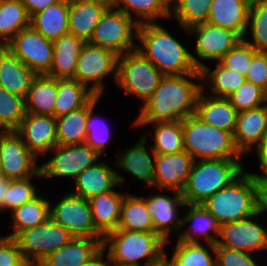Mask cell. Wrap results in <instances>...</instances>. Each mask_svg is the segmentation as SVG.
Wrapping results in <instances>:
<instances>
[{
	"label": "cell",
	"instance_id": "6da1fadb",
	"mask_svg": "<svg viewBox=\"0 0 267 266\" xmlns=\"http://www.w3.org/2000/svg\"><path fill=\"white\" fill-rule=\"evenodd\" d=\"M201 89V73L164 75L153 94L138 108L139 114L130 123L132 128L137 131L148 124L174 122L194 115Z\"/></svg>",
	"mask_w": 267,
	"mask_h": 266
},
{
	"label": "cell",
	"instance_id": "7a4b0ae2",
	"mask_svg": "<svg viewBox=\"0 0 267 266\" xmlns=\"http://www.w3.org/2000/svg\"><path fill=\"white\" fill-rule=\"evenodd\" d=\"M167 29L161 22L140 24L136 49L163 75L200 73L192 61L190 48Z\"/></svg>",
	"mask_w": 267,
	"mask_h": 266
},
{
	"label": "cell",
	"instance_id": "3957f363",
	"mask_svg": "<svg viewBox=\"0 0 267 266\" xmlns=\"http://www.w3.org/2000/svg\"><path fill=\"white\" fill-rule=\"evenodd\" d=\"M166 242L155 232L116 229L102 242L111 262L132 266H159L165 259ZM142 261V263H141Z\"/></svg>",
	"mask_w": 267,
	"mask_h": 266
},
{
	"label": "cell",
	"instance_id": "277c9868",
	"mask_svg": "<svg viewBox=\"0 0 267 266\" xmlns=\"http://www.w3.org/2000/svg\"><path fill=\"white\" fill-rule=\"evenodd\" d=\"M244 159H207L193 162L181 192L187 204H202L234 181L246 168Z\"/></svg>",
	"mask_w": 267,
	"mask_h": 266
},
{
	"label": "cell",
	"instance_id": "5b68a950",
	"mask_svg": "<svg viewBox=\"0 0 267 266\" xmlns=\"http://www.w3.org/2000/svg\"><path fill=\"white\" fill-rule=\"evenodd\" d=\"M202 204L221 225L251 217L259 211L258 184L244 170Z\"/></svg>",
	"mask_w": 267,
	"mask_h": 266
},
{
	"label": "cell",
	"instance_id": "8992f818",
	"mask_svg": "<svg viewBox=\"0 0 267 266\" xmlns=\"http://www.w3.org/2000/svg\"><path fill=\"white\" fill-rule=\"evenodd\" d=\"M184 148L194 159H244L233 134L200 120L195 114L182 120Z\"/></svg>",
	"mask_w": 267,
	"mask_h": 266
},
{
	"label": "cell",
	"instance_id": "52a82bcc",
	"mask_svg": "<svg viewBox=\"0 0 267 266\" xmlns=\"http://www.w3.org/2000/svg\"><path fill=\"white\" fill-rule=\"evenodd\" d=\"M163 74L137 49L117 58L115 86L124 94L136 97L142 105L156 90Z\"/></svg>",
	"mask_w": 267,
	"mask_h": 266
},
{
	"label": "cell",
	"instance_id": "ba28073f",
	"mask_svg": "<svg viewBox=\"0 0 267 266\" xmlns=\"http://www.w3.org/2000/svg\"><path fill=\"white\" fill-rule=\"evenodd\" d=\"M117 58L112 50L86 42L77 58L74 79L106 98V80L116 82Z\"/></svg>",
	"mask_w": 267,
	"mask_h": 266
},
{
	"label": "cell",
	"instance_id": "9c48e42d",
	"mask_svg": "<svg viewBox=\"0 0 267 266\" xmlns=\"http://www.w3.org/2000/svg\"><path fill=\"white\" fill-rule=\"evenodd\" d=\"M47 157L48 160L40 162L43 181L68 178L71 182L102 158L86 143L56 145L44 159Z\"/></svg>",
	"mask_w": 267,
	"mask_h": 266
},
{
	"label": "cell",
	"instance_id": "30bf717a",
	"mask_svg": "<svg viewBox=\"0 0 267 266\" xmlns=\"http://www.w3.org/2000/svg\"><path fill=\"white\" fill-rule=\"evenodd\" d=\"M138 24L123 11L108 8L88 43L112 50L118 56L136 50Z\"/></svg>",
	"mask_w": 267,
	"mask_h": 266
},
{
	"label": "cell",
	"instance_id": "8fae6325",
	"mask_svg": "<svg viewBox=\"0 0 267 266\" xmlns=\"http://www.w3.org/2000/svg\"><path fill=\"white\" fill-rule=\"evenodd\" d=\"M62 194L55 198L57 202H52L54 199L50 197V218L74 237L104 239L95 227L89 200L68 190Z\"/></svg>",
	"mask_w": 267,
	"mask_h": 266
},
{
	"label": "cell",
	"instance_id": "7c38bea8",
	"mask_svg": "<svg viewBox=\"0 0 267 266\" xmlns=\"http://www.w3.org/2000/svg\"><path fill=\"white\" fill-rule=\"evenodd\" d=\"M179 27L185 33L184 35H189L193 40L195 39V45H192L194 52L191 51V57L198 70L202 69L209 61H219L241 40L235 32L207 22L192 26L189 29L180 25Z\"/></svg>",
	"mask_w": 267,
	"mask_h": 266
},
{
	"label": "cell",
	"instance_id": "4fadbf2b",
	"mask_svg": "<svg viewBox=\"0 0 267 266\" xmlns=\"http://www.w3.org/2000/svg\"><path fill=\"white\" fill-rule=\"evenodd\" d=\"M74 236L49 218L45 223L21 231L14 239L30 265L68 244Z\"/></svg>",
	"mask_w": 267,
	"mask_h": 266
},
{
	"label": "cell",
	"instance_id": "5bb4252c",
	"mask_svg": "<svg viewBox=\"0 0 267 266\" xmlns=\"http://www.w3.org/2000/svg\"><path fill=\"white\" fill-rule=\"evenodd\" d=\"M263 216L258 211L251 217L222 224L217 244L232 250L264 254L267 262V222L264 220L263 224L260 219Z\"/></svg>",
	"mask_w": 267,
	"mask_h": 266
},
{
	"label": "cell",
	"instance_id": "9a60e30c",
	"mask_svg": "<svg viewBox=\"0 0 267 266\" xmlns=\"http://www.w3.org/2000/svg\"><path fill=\"white\" fill-rule=\"evenodd\" d=\"M154 193L142 197L146 200L147 211L152 217L155 233L166 242L165 246H168L169 243H172L171 236L173 234L176 236L180 231L186 202L181 193L176 191L168 190L170 193L168 194L167 190L158 189Z\"/></svg>",
	"mask_w": 267,
	"mask_h": 266
},
{
	"label": "cell",
	"instance_id": "2e32d148",
	"mask_svg": "<svg viewBox=\"0 0 267 266\" xmlns=\"http://www.w3.org/2000/svg\"><path fill=\"white\" fill-rule=\"evenodd\" d=\"M7 49L36 75L47 74L53 63V41L32 26L20 30L6 45Z\"/></svg>",
	"mask_w": 267,
	"mask_h": 266
},
{
	"label": "cell",
	"instance_id": "e0dca14e",
	"mask_svg": "<svg viewBox=\"0 0 267 266\" xmlns=\"http://www.w3.org/2000/svg\"><path fill=\"white\" fill-rule=\"evenodd\" d=\"M0 153L2 155L1 175L8 179L22 180L42 176L40 159L27 148L16 131L0 132Z\"/></svg>",
	"mask_w": 267,
	"mask_h": 266
},
{
	"label": "cell",
	"instance_id": "ac0fdd59",
	"mask_svg": "<svg viewBox=\"0 0 267 266\" xmlns=\"http://www.w3.org/2000/svg\"><path fill=\"white\" fill-rule=\"evenodd\" d=\"M139 140L136 143L131 144L129 147H125L124 150H121L116 155L114 159L116 167V177L117 182L123 188L125 186L126 180L123 173L121 174L118 170L126 172L132 176L131 178H137V181L140 180L145 184L146 189L152 188L154 190V166H155V156L156 154L152 150L151 146L148 144L150 138H145L140 135ZM150 146V148H149Z\"/></svg>",
	"mask_w": 267,
	"mask_h": 266
},
{
	"label": "cell",
	"instance_id": "d6986e66",
	"mask_svg": "<svg viewBox=\"0 0 267 266\" xmlns=\"http://www.w3.org/2000/svg\"><path fill=\"white\" fill-rule=\"evenodd\" d=\"M221 224L203 204H185L177 241L216 245Z\"/></svg>",
	"mask_w": 267,
	"mask_h": 266
},
{
	"label": "cell",
	"instance_id": "ffe728a7",
	"mask_svg": "<svg viewBox=\"0 0 267 266\" xmlns=\"http://www.w3.org/2000/svg\"><path fill=\"white\" fill-rule=\"evenodd\" d=\"M16 132L38 159L58 145L56 118L51 115L26 113Z\"/></svg>",
	"mask_w": 267,
	"mask_h": 266
},
{
	"label": "cell",
	"instance_id": "44dd1931",
	"mask_svg": "<svg viewBox=\"0 0 267 266\" xmlns=\"http://www.w3.org/2000/svg\"><path fill=\"white\" fill-rule=\"evenodd\" d=\"M194 159L187 151L156 154L154 189L181 193L191 172Z\"/></svg>",
	"mask_w": 267,
	"mask_h": 266
},
{
	"label": "cell",
	"instance_id": "7402d4cb",
	"mask_svg": "<svg viewBox=\"0 0 267 266\" xmlns=\"http://www.w3.org/2000/svg\"><path fill=\"white\" fill-rule=\"evenodd\" d=\"M113 165L110 166L109 161L102 157L77 176L71 186L72 189L69 187V192L88 200L114 188H120L121 185L118 184L116 177V167L115 164Z\"/></svg>",
	"mask_w": 267,
	"mask_h": 266
},
{
	"label": "cell",
	"instance_id": "603a6c76",
	"mask_svg": "<svg viewBox=\"0 0 267 266\" xmlns=\"http://www.w3.org/2000/svg\"><path fill=\"white\" fill-rule=\"evenodd\" d=\"M267 135V105L249 109L237 114L233 139L237 150L243 157Z\"/></svg>",
	"mask_w": 267,
	"mask_h": 266
},
{
	"label": "cell",
	"instance_id": "cb8c5ba5",
	"mask_svg": "<svg viewBox=\"0 0 267 266\" xmlns=\"http://www.w3.org/2000/svg\"><path fill=\"white\" fill-rule=\"evenodd\" d=\"M237 114L228 98L211 96L201 89L195 107V115L200 120L234 134Z\"/></svg>",
	"mask_w": 267,
	"mask_h": 266
},
{
	"label": "cell",
	"instance_id": "d4e9b609",
	"mask_svg": "<svg viewBox=\"0 0 267 266\" xmlns=\"http://www.w3.org/2000/svg\"><path fill=\"white\" fill-rule=\"evenodd\" d=\"M103 239L74 237L68 244L46 256L37 266H80L102 249Z\"/></svg>",
	"mask_w": 267,
	"mask_h": 266
},
{
	"label": "cell",
	"instance_id": "484cf974",
	"mask_svg": "<svg viewBox=\"0 0 267 266\" xmlns=\"http://www.w3.org/2000/svg\"><path fill=\"white\" fill-rule=\"evenodd\" d=\"M35 76L36 74L7 47H0V86L25 99Z\"/></svg>",
	"mask_w": 267,
	"mask_h": 266
},
{
	"label": "cell",
	"instance_id": "4316f807",
	"mask_svg": "<svg viewBox=\"0 0 267 266\" xmlns=\"http://www.w3.org/2000/svg\"><path fill=\"white\" fill-rule=\"evenodd\" d=\"M247 0H212L207 23L235 32L243 39L247 30Z\"/></svg>",
	"mask_w": 267,
	"mask_h": 266
},
{
	"label": "cell",
	"instance_id": "83f0119b",
	"mask_svg": "<svg viewBox=\"0 0 267 266\" xmlns=\"http://www.w3.org/2000/svg\"><path fill=\"white\" fill-rule=\"evenodd\" d=\"M91 197L89 200L95 227L105 236L118 227L122 201L128 192L120 187ZM118 190V191H117ZM122 190V191H121Z\"/></svg>",
	"mask_w": 267,
	"mask_h": 266
},
{
	"label": "cell",
	"instance_id": "f1b7e54d",
	"mask_svg": "<svg viewBox=\"0 0 267 266\" xmlns=\"http://www.w3.org/2000/svg\"><path fill=\"white\" fill-rule=\"evenodd\" d=\"M85 43L71 33L53 41V63L46 75L56 79L74 78L77 58Z\"/></svg>",
	"mask_w": 267,
	"mask_h": 266
},
{
	"label": "cell",
	"instance_id": "f546056e",
	"mask_svg": "<svg viewBox=\"0 0 267 266\" xmlns=\"http://www.w3.org/2000/svg\"><path fill=\"white\" fill-rule=\"evenodd\" d=\"M212 63L215 67L208 63L200 69L201 86L205 93L227 98L246 81L245 76L226 68L219 61Z\"/></svg>",
	"mask_w": 267,
	"mask_h": 266
},
{
	"label": "cell",
	"instance_id": "4dcf8cb0",
	"mask_svg": "<svg viewBox=\"0 0 267 266\" xmlns=\"http://www.w3.org/2000/svg\"><path fill=\"white\" fill-rule=\"evenodd\" d=\"M45 196L44 192H40L31 201L12 211L9 214L11 232H6L5 236L15 238L21 231L45 223L50 218V197Z\"/></svg>",
	"mask_w": 267,
	"mask_h": 266
},
{
	"label": "cell",
	"instance_id": "1f68e13d",
	"mask_svg": "<svg viewBox=\"0 0 267 266\" xmlns=\"http://www.w3.org/2000/svg\"><path fill=\"white\" fill-rule=\"evenodd\" d=\"M112 5L69 1V33L88 42L104 12Z\"/></svg>",
	"mask_w": 267,
	"mask_h": 266
},
{
	"label": "cell",
	"instance_id": "d6a6232c",
	"mask_svg": "<svg viewBox=\"0 0 267 266\" xmlns=\"http://www.w3.org/2000/svg\"><path fill=\"white\" fill-rule=\"evenodd\" d=\"M69 0H60L30 18V26L45 38L55 41L69 33Z\"/></svg>",
	"mask_w": 267,
	"mask_h": 266
},
{
	"label": "cell",
	"instance_id": "836d02e7",
	"mask_svg": "<svg viewBox=\"0 0 267 266\" xmlns=\"http://www.w3.org/2000/svg\"><path fill=\"white\" fill-rule=\"evenodd\" d=\"M173 243L175 246L171 253L167 251L169 246H165L164 261L169 266H216L215 245L182 241Z\"/></svg>",
	"mask_w": 267,
	"mask_h": 266
},
{
	"label": "cell",
	"instance_id": "e575fe53",
	"mask_svg": "<svg viewBox=\"0 0 267 266\" xmlns=\"http://www.w3.org/2000/svg\"><path fill=\"white\" fill-rule=\"evenodd\" d=\"M57 79L46 74L36 75L25 98L26 113L54 116Z\"/></svg>",
	"mask_w": 267,
	"mask_h": 266
},
{
	"label": "cell",
	"instance_id": "d590c367",
	"mask_svg": "<svg viewBox=\"0 0 267 266\" xmlns=\"http://www.w3.org/2000/svg\"><path fill=\"white\" fill-rule=\"evenodd\" d=\"M112 7L123 11L138 25L170 19V0H113Z\"/></svg>",
	"mask_w": 267,
	"mask_h": 266
},
{
	"label": "cell",
	"instance_id": "8d00e7d4",
	"mask_svg": "<svg viewBox=\"0 0 267 266\" xmlns=\"http://www.w3.org/2000/svg\"><path fill=\"white\" fill-rule=\"evenodd\" d=\"M117 229L155 232L152 217L147 211L146 200L134 193H126L120 208Z\"/></svg>",
	"mask_w": 267,
	"mask_h": 266
},
{
	"label": "cell",
	"instance_id": "74e56055",
	"mask_svg": "<svg viewBox=\"0 0 267 266\" xmlns=\"http://www.w3.org/2000/svg\"><path fill=\"white\" fill-rule=\"evenodd\" d=\"M152 130L151 134L147 127L143 128L142 136L148 138L152 136L153 140L151 145L152 150L155 154H170L185 151L183 131H182V120L174 122H157L148 124ZM148 129V131H146ZM150 134V135H149Z\"/></svg>",
	"mask_w": 267,
	"mask_h": 266
},
{
	"label": "cell",
	"instance_id": "f35d334b",
	"mask_svg": "<svg viewBox=\"0 0 267 266\" xmlns=\"http://www.w3.org/2000/svg\"><path fill=\"white\" fill-rule=\"evenodd\" d=\"M96 94L74 78L57 79L54 117L85 106Z\"/></svg>",
	"mask_w": 267,
	"mask_h": 266
},
{
	"label": "cell",
	"instance_id": "ab89813d",
	"mask_svg": "<svg viewBox=\"0 0 267 266\" xmlns=\"http://www.w3.org/2000/svg\"><path fill=\"white\" fill-rule=\"evenodd\" d=\"M101 100H103L102 96L95 95L87 103V137L85 143L101 157L105 158V154H108L106 153L107 149H109L107 146L110 145L109 142L113 139V137H111L113 131L112 128H110L111 124L103 119V115L101 116L96 112L97 107L100 106L98 104L99 102L101 103Z\"/></svg>",
	"mask_w": 267,
	"mask_h": 266
},
{
	"label": "cell",
	"instance_id": "60d3db41",
	"mask_svg": "<svg viewBox=\"0 0 267 266\" xmlns=\"http://www.w3.org/2000/svg\"><path fill=\"white\" fill-rule=\"evenodd\" d=\"M30 26L21 0H0V45L5 46L20 30Z\"/></svg>",
	"mask_w": 267,
	"mask_h": 266
},
{
	"label": "cell",
	"instance_id": "b9f144b4",
	"mask_svg": "<svg viewBox=\"0 0 267 266\" xmlns=\"http://www.w3.org/2000/svg\"><path fill=\"white\" fill-rule=\"evenodd\" d=\"M87 104L56 118L58 145L82 144L87 137Z\"/></svg>",
	"mask_w": 267,
	"mask_h": 266
},
{
	"label": "cell",
	"instance_id": "7bdbcfd3",
	"mask_svg": "<svg viewBox=\"0 0 267 266\" xmlns=\"http://www.w3.org/2000/svg\"><path fill=\"white\" fill-rule=\"evenodd\" d=\"M212 0H170V19L189 29L207 22Z\"/></svg>",
	"mask_w": 267,
	"mask_h": 266
},
{
	"label": "cell",
	"instance_id": "ee69618b",
	"mask_svg": "<svg viewBox=\"0 0 267 266\" xmlns=\"http://www.w3.org/2000/svg\"><path fill=\"white\" fill-rule=\"evenodd\" d=\"M243 39L257 52L267 53V2L249 5Z\"/></svg>",
	"mask_w": 267,
	"mask_h": 266
},
{
	"label": "cell",
	"instance_id": "f6af8a7d",
	"mask_svg": "<svg viewBox=\"0 0 267 266\" xmlns=\"http://www.w3.org/2000/svg\"><path fill=\"white\" fill-rule=\"evenodd\" d=\"M25 114V99L0 86V131H16Z\"/></svg>",
	"mask_w": 267,
	"mask_h": 266
},
{
	"label": "cell",
	"instance_id": "bcb514c9",
	"mask_svg": "<svg viewBox=\"0 0 267 266\" xmlns=\"http://www.w3.org/2000/svg\"><path fill=\"white\" fill-rule=\"evenodd\" d=\"M35 179L43 180L42 176H33L22 180H11L4 197V215L31 201L40 193ZM35 180V181H34ZM33 181V182H32Z\"/></svg>",
	"mask_w": 267,
	"mask_h": 266
},
{
	"label": "cell",
	"instance_id": "7dc6e473",
	"mask_svg": "<svg viewBox=\"0 0 267 266\" xmlns=\"http://www.w3.org/2000/svg\"><path fill=\"white\" fill-rule=\"evenodd\" d=\"M237 112L255 109L266 104V91L250 81H245L227 97Z\"/></svg>",
	"mask_w": 267,
	"mask_h": 266
},
{
	"label": "cell",
	"instance_id": "c3c4849f",
	"mask_svg": "<svg viewBox=\"0 0 267 266\" xmlns=\"http://www.w3.org/2000/svg\"><path fill=\"white\" fill-rule=\"evenodd\" d=\"M256 53L257 51L251 45L241 39L219 62L226 68L245 76Z\"/></svg>",
	"mask_w": 267,
	"mask_h": 266
},
{
	"label": "cell",
	"instance_id": "681fc988",
	"mask_svg": "<svg viewBox=\"0 0 267 266\" xmlns=\"http://www.w3.org/2000/svg\"><path fill=\"white\" fill-rule=\"evenodd\" d=\"M215 255L216 266H267V263L263 264L265 261H261L264 258L258 259L256 254L228 249L218 244L215 245Z\"/></svg>",
	"mask_w": 267,
	"mask_h": 266
},
{
	"label": "cell",
	"instance_id": "f907efd6",
	"mask_svg": "<svg viewBox=\"0 0 267 266\" xmlns=\"http://www.w3.org/2000/svg\"><path fill=\"white\" fill-rule=\"evenodd\" d=\"M0 266H30L14 238L0 233Z\"/></svg>",
	"mask_w": 267,
	"mask_h": 266
},
{
	"label": "cell",
	"instance_id": "816d5d0a",
	"mask_svg": "<svg viewBox=\"0 0 267 266\" xmlns=\"http://www.w3.org/2000/svg\"><path fill=\"white\" fill-rule=\"evenodd\" d=\"M245 78L267 91V53L257 52L252 57Z\"/></svg>",
	"mask_w": 267,
	"mask_h": 266
},
{
	"label": "cell",
	"instance_id": "f5cc1de1",
	"mask_svg": "<svg viewBox=\"0 0 267 266\" xmlns=\"http://www.w3.org/2000/svg\"><path fill=\"white\" fill-rule=\"evenodd\" d=\"M258 159L257 162L259 163V167L261 171L258 173L252 170L248 171L247 173L253 178V180L258 184L261 181L267 180V135L260 141V143L251 151Z\"/></svg>",
	"mask_w": 267,
	"mask_h": 266
},
{
	"label": "cell",
	"instance_id": "db71d44e",
	"mask_svg": "<svg viewBox=\"0 0 267 266\" xmlns=\"http://www.w3.org/2000/svg\"><path fill=\"white\" fill-rule=\"evenodd\" d=\"M60 0H21L30 18Z\"/></svg>",
	"mask_w": 267,
	"mask_h": 266
},
{
	"label": "cell",
	"instance_id": "11a10c76",
	"mask_svg": "<svg viewBox=\"0 0 267 266\" xmlns=\"http://www.w3.org/2000/svg\"><path fill=\"white\" fill-rule=\"evenodd\" d=\"M259 211L267 217V180L258 183ZM264 217L265 219H267Z\"/></svg>",
	"mask_w": 267,
	"mask_h": 266
},
{
	"label": "cell",
	"instance_id": "9f6ffc18",
	"mask_svg": "<svg viewBox=\"0 0 267 266\" xmlns=\"http://www.w3.org/2000/svg\"><path fill=\"white\" fill-rule=\"evenodd\" d=\"M109 258L102 248L92 259L80 266H108Z\"/></svg>",
	"mask_w": 267,
	"mask_h": 266
},
{
	"label": "cell",
	"instance_id": "6f0895ef",
	"mask_svg": "<svg viewBox=\"0 0 267 266\" xmlns=\"http://www.w3.org/2000/svg\"><path fill=\"white\" fill-rule=\"evenodd\" d=\"M11 179L0 175V214L4 213V197L6 194V189L8 188Z\"/></svg>",
	"mask_w": 267,
	"mask_h": 266
},
{
	"label": "cell",
	"instance_id": "680465c9",
	"mask_svg": "<svg viewBox=\"0 0 267 266\" xmlns=\"http://www.w3.org/2000/svg\"><path fill=\"white\" fill-rule=\"evenodd\" d=\"M69 1H88L100 5H113V0H69Z\"/></svg>",
	"mask_w": 267,
	"mask_h": 266
},
{
	"label": "cell",
	"instance_id": "91938a15",
	"mask_svg": "<svg viewBox=\"0 0 267 266\" xmlns=\"http://www.w3.org/2000/svg\"><path fill=\"white\" fill-rule=\"evenodd\" d=\"M249 5L255 4V3H266L267 0H247Z\"/></svg>",
	"mask_w": 267,
	"mask_h": 266
},
{
	"label": "cell",
	"instance_id": "94428289",
	"mask_svg": "<svg viewBox=\"0 0 267 266\" xmlns=\"http://www.w3.org/2000/svg\"><path fill=\"white\" fill-rule=\"evenodd\" d=\"M108 266H132V265L119 264V263H116V262H111L109 260Z\"/></svg>",
	"mask_w": 267,
	"mask_h": 266
},
{
	"label": "cell",
	"instance_id": "6125c7cd",
	"mask_svg": "<svg viewBox=\"0 0 267 266\" xmlns=\"http://www.w3.org/2000/svg\"><path fill=\"white\" fill-rule=\"evenodd\" d=\"M2 173V155L0 153V175Z\"/></svg>",
	"mask_w": 267,
	"mask_h": 266
},
{
	"label": "cell",
	"instance_id": "be15d7a7",
	"mask_svg": "<svg viewBox=\"0 0 267 266\" xmlns=\"http://www.w3.org/2000/svg\"><path fill=\"white\" fill-rule=\"evenodd\" d=\"M159 266H169L165 261Z\"/></svg>",
	"mask_w": 267,
	"mask_h": 266
}]
</instances>
